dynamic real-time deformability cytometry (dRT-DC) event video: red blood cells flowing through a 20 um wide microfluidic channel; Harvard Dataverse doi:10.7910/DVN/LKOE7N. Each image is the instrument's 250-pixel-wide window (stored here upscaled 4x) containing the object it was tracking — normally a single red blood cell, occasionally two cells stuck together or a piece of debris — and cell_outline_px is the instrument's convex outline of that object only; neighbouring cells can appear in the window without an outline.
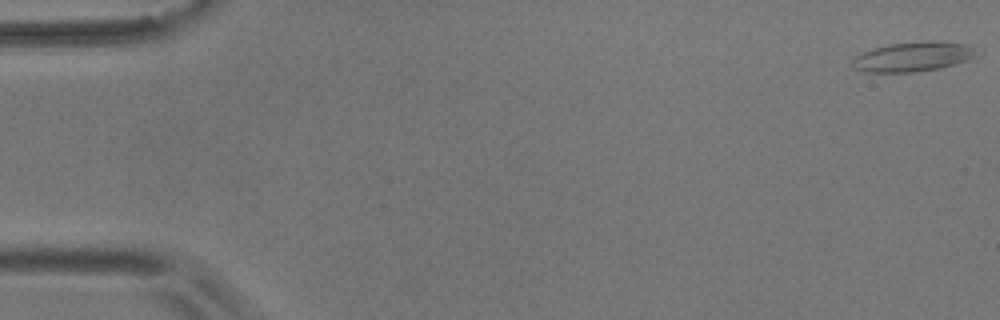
{"species": "common noctule bat (a hibernating species)", "species_latin": "Nyctalus noctula", "temperature_condition": "room temperature", "stored_images_in_passage": 55, "camera_frame_rate_fps": 3000, "um_per_image_px": 0.085, "animal": {"sex": "male", "body_mass_g": 17.9}, "frame": {"image": 1, "passage_image": 1, "time_ms": 0.0, "image_size_px": [1000, 320], "cell_outline_px": [[980, 52], [976, 56], [956, 64], [940, 68], [916, 72], [864, 72], [856, 68], [852, 64], [852, 60], [856, 56], [872, 48], [888, 44], [924, 40], [940, 40], [972, 44]], "centroid_in_image_um": [77.7, 4.79], "position_along_channel_um": 7.3, "area_um2": 21.96}}
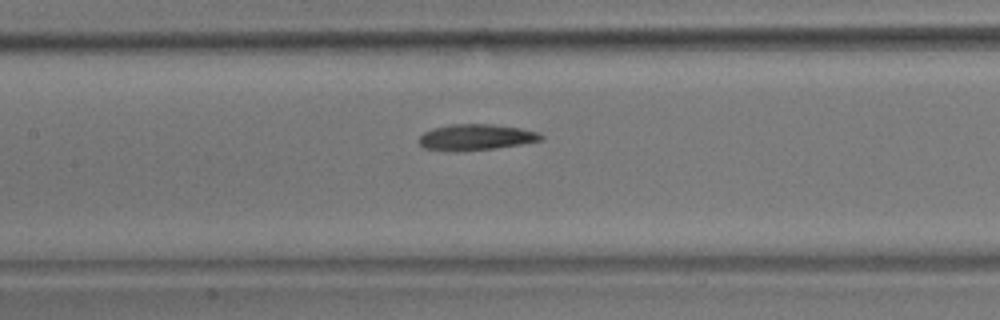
{"frame": {"image": 2, "passage_image": 26, "time_ms": 8.333, "image_size_px": [1000, 320], "cell_outline_px": [[544, 140], [520, 144], [492, 148], [424, 148], [416, 140], [424, 132], [432, 128], [452, 124], [492, 124], [520, 128], [540, 132], [544, 136]], "centroid_in_image_um": [40.53, 11.6], "position_along_channel_um": 166.9, "area_um2": 17.63}}
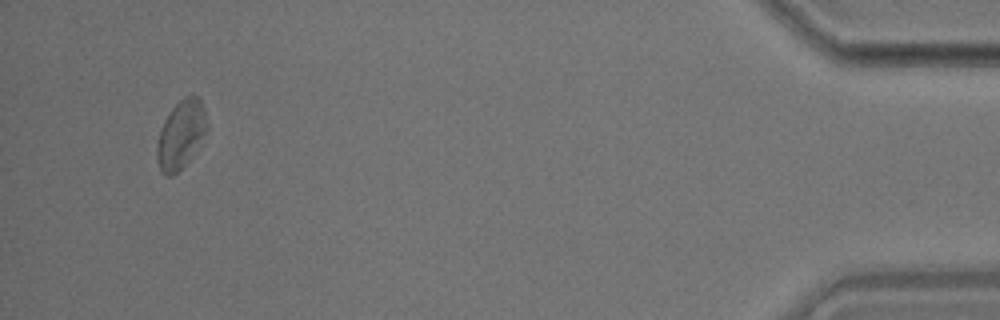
{"frame": {"image": 3, "passage_image": 53, "time_ms": 17.333, "image_size_px": [1000, 320], "cell_outline_px": [[208, 124], [192, 156], [172, 176], [168, 176], [160, 172], [156, 160], [156, 148], [160, 132], [164, 120], [172, 108], [184, 96], [192, 92], [200, 100], [204, 108]], "centroid_in_image_um": [15.35, 11.41], "position_along_channel_um": 419.8, "area_um2": 19.65}, "authors_computed_cell_mechanics": {"area_um2": 19.4786, "velocity_mm_per_s": 3.6403, "shape_relaxation_time_tau1_ms": null, "shape_relaxation_time_tau2_ms": 10.8139, "deformation_change_tau1": null, "deformation_change_tau2": 0.198}}